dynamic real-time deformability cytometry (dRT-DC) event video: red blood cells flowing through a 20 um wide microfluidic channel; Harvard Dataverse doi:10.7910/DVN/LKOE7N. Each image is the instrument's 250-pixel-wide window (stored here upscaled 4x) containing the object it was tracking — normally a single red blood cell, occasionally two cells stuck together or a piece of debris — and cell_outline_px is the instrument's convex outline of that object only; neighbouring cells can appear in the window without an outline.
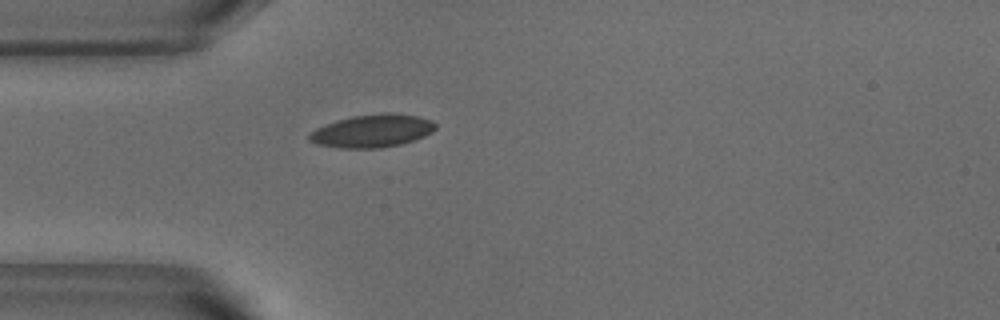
{"species": "common noctule bat (a hibernating species)", "species_latin": "Nyctalus noctula", "temperature_condition": "warm", "stored_images_in_passage": 39, "camera_frame_rate_fps": 3000, "um_per_image_px": 0.085, "animal": {"sex": "male", "body_mass_g": 18.8}, "frame": {"image": 1, "passage_image": 1, "time_ms": 0.0, "image_size_px": [1000, 320], "cell_outline_px": [[436, 128], [432, 132], [416, 140], [400, 144], [380, 148], [340, 148], [316, 144], [308, 140], [308, 132], [316, 128], [336, 120], [352, 116], [384, 112], [392, 112], [416, 116], [432, 120], [436, 124]], "centroid_in_image_um": [31.63, 11.12], "position_along_channel_um": 53.4, "area_um2": 24.45}}
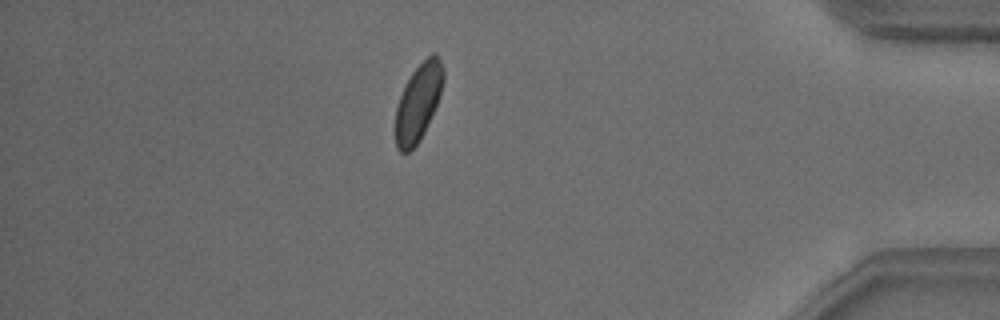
{"frame": {"image": 2, "passage_image": 32, "time_ms": 10.333, "image_size_px": [1000, 320], "cell_outline_px": [[444, 80], [436, 104], [424, 132], [420, 140], [408, 152], [400, 152], [396, 148], [396, 108], [400, 96], [412, 72], [432, 52], [436, 52], [444, 68]], "centroid_in_image_um": [35.56, 8.68], "position_along_channel_um": 399.6, "area_um2": 21.1}}
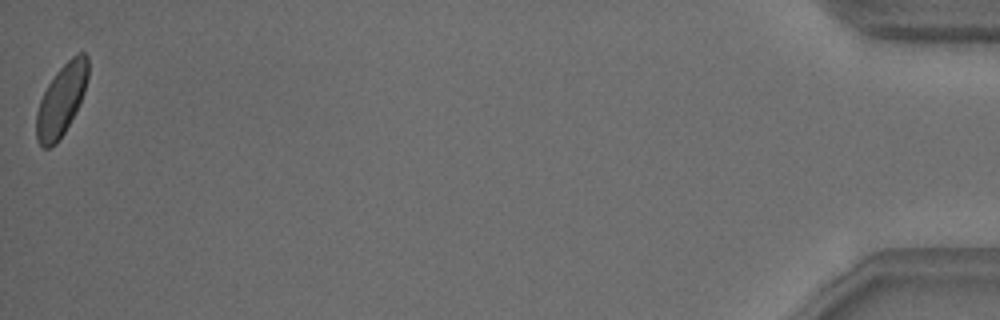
{"frame": {"image": 3, "passage_image": 39, "time_ms": 12.667, "image_size_px": [1000, 320], "cell_outline_px": [[88, 76], [84, 92], [80, 104], [76, 112], [64, 132], [56, 144], [48, 148], [44, 148], [36, 140], [36, 112], [40, 100], [48, 84], [56, 72], [76, 52], [84, 52], [88, 56]], "centroid_in_image_um": [5.22, 8.5], "position_along_channel_um": 430.0, "area_um2": 21.56}, "authors_computed_cell_mechanics": {"area_um2": 22.0796, "velocity_mm_per_s": 3.79, "shape_relaxation_time_tau1_ms": 2.9517, "shape_relaxation_time_tau2_ms": null, "deformation_change_tau1": 0.0958, "deformation_change_tau2": null}}